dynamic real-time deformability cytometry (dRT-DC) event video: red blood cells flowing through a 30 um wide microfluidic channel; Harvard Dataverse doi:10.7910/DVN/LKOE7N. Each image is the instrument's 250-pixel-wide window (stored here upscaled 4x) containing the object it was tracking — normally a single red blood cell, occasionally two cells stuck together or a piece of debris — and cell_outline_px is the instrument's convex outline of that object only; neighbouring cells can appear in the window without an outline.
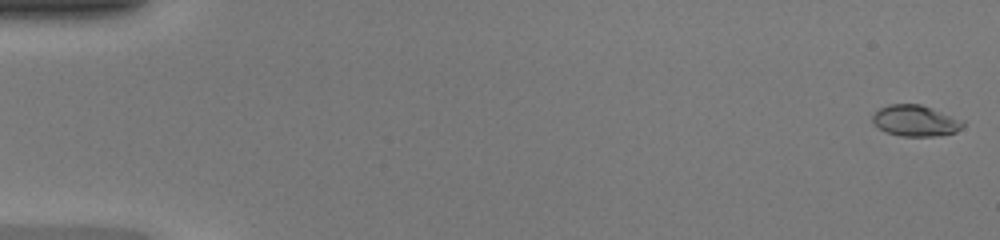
{"species": "common noctule bat (a hibernating species)", "species_latin": "Nyctalus noctula", "temperature_condition": "warm", "stored_images_in_passage": 48, "camera_frame_rate_fps": 3000, "um_per_image_px": 0.085, "animal": {"sex": "female", "body_mass_g": 20.0, "forearm_length_mm": 54.0}, "frame": {"image": 1, "passage_image": 1, "time_ms": 0.0, "image_size_px": [1000, 240], "cell_outline_px": [[964, 124], [956, 132], [940, 136], [900, 136], [884, 132], [872, 120], [872, 116], [880, 108], [888, 104], [920, 104], [964, 120]], "centroid_in_image_um": [77.82, 10.27], "position_along_channel_um": 7.2, "area_um2": 16.36}}
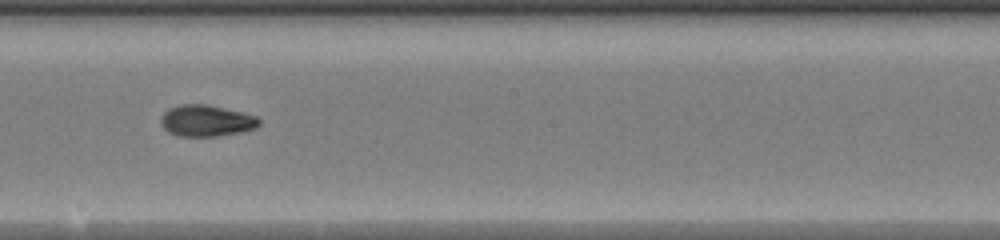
{"frame": {"image": 2, "passage_image": 28, "time_ms": 9.0, "image_size_px": [1000, 240], "cell_outline_px": [[260, 124], [256, 128], [244, 132], [216, 136], [176, 136], [168, 132], [160, 124], [160, 116], [168, 108], [180, 104], [208, 104], [244, 112], [256, 116], [260, 120]], "centroid_in_image_um": [17.53, 10.26], "position_along_channel_um": 230.7, "area_um2": 18.38}}
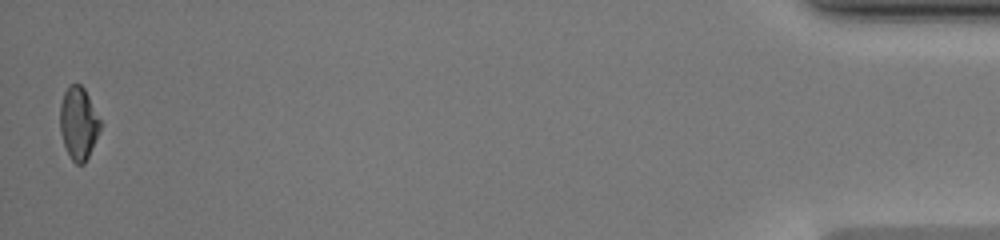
{"frame": {"image": 3, "passage_image": 48, "time_ms": 15.667, "image_size_px": [1000, 240], "cell_outline_px": [[100, 132], [84, 164], [76, 164], [72, 160], [64, 144], [60, 132], [60, 104], [64, 92], [68, 84], [80, 84], [84, 88], [100, 120]], "centroid_in_image_um": [6.66, 10.46], "position_along_channel_um": 428.5, "area_um2": 16.88}, "authors_computed_cell_mechanics": {"area_um2": 17.34, "velocity_mm_per_s": 4.3223, "shape_relaxation_time_tau1_ms": 4.4308, "shape_relaxation_time_tau2_ms": 2.3958, "deformation_change_tau1": 0.2131, "deformation_change_tau2": 0.0712}}